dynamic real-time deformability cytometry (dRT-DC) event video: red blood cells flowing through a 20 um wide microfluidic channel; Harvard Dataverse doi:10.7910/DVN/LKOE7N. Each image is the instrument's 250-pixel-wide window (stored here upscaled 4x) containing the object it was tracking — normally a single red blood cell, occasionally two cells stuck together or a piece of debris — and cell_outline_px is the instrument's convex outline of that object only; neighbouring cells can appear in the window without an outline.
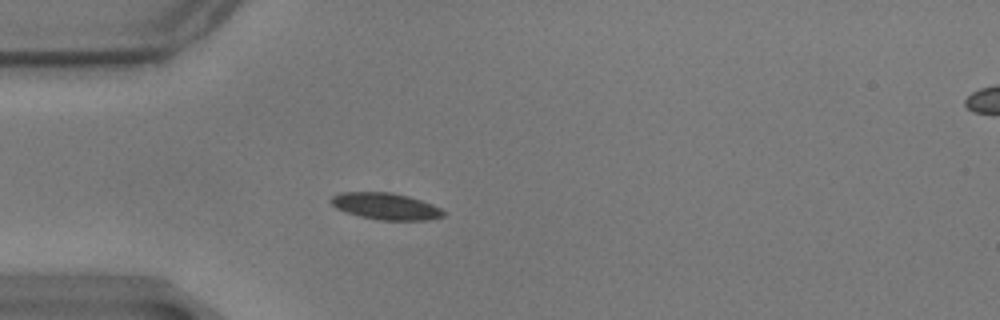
{"species": "common noctule bat (a hibernating species)", "species_latin": "Nyctalus noctula", "temperature_condition": "warm", "stored_images_in_passage": 20, "camera_frame_rate_fps": 3000, "um_per_image_px": 0.085, "animal": {"sex": "male", "body_mass_g": 17.9}, "frame": {"image": 1, "passage_image": 1, "time_ms": 0.0, "image_size_px": [1000, 320], "cell_outline_px": [[444, 216], [428, 220], [380, 220], [360, 216], [336, 208], [328, 200], [332, 196], [340, 192], [392, 192], [408, 196], [432, 204], [440, 208], [444, 212]], "centroid_in_image_um": [32.77, 17.52], "position_along_channel_um": 52.2, "area_um2": 17.4}}
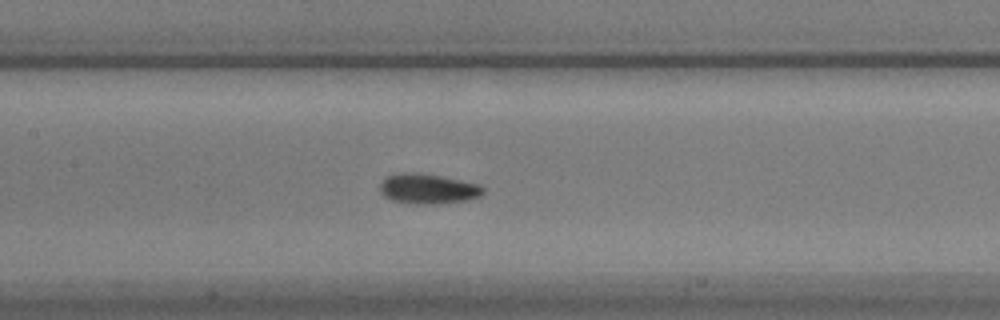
{"frame": {"image": 2, "passage_image": 12, "time_ms": 3.667, "image_size_px": [1000, 320], "cell_outline_px": [[484, 192], [480, 196], [468, 200], [436, 204], [412, 204], [392, 200], [384, 196], [380, 192], [380, 184], [384, 176], [404, 172], [416, 172], [440, 176], [480, 184], [484, 188]], "centroid_in_image_um": [36.36, 16.05], "position_along_channel_um": 171.0, "area_um2": 18.26}}
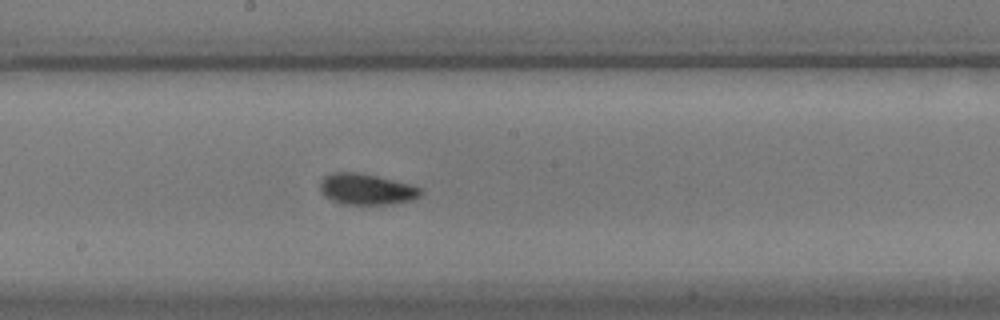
{"frame": {"image": 3, "passage_image": 16, "time_ms": 5.0, "image_size_px": [1000, 320], "cell_outline_px": [[424, 192], [420, 196], [412, 200], [392, 204], [344, 204], [332, 200], [320, 188], [320, 180], [324, 176], [332, 172], [360, 172], [412, 184], [420, 188]], "centroid_in_image_um": [31.19, 16.07], "position_along_channel_um": 217.0, "area_um2": 18.21}}